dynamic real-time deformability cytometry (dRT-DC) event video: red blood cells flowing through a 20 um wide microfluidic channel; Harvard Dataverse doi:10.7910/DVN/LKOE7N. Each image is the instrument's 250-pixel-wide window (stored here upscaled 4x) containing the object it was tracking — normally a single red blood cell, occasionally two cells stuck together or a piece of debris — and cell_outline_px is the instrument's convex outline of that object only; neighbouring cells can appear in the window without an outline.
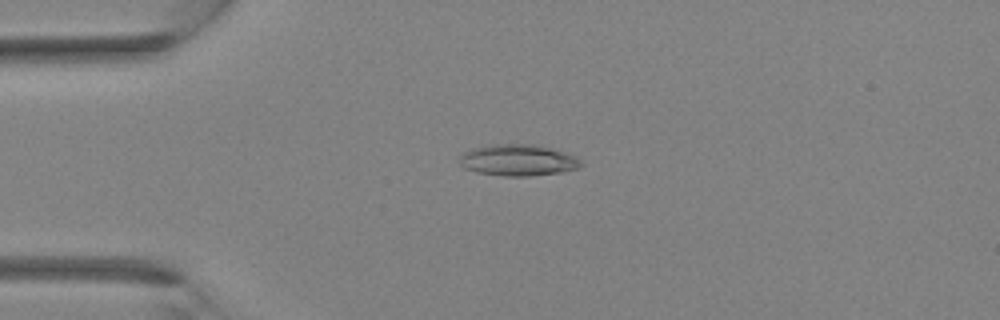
{"species": "Egyptian fruit bat (a non-hibernating species)", "species_latin": "Rousettus aegyptiacus", "temperature_condition": "room temperature", "stored_images_in_passage": 35, "camera_frame_rate_fps": 3000, "um_per_image_px": 0.085, "animal": {"sex": "female"}, "frame": {"image": 1, "passage_image": 9, "time_ms": 2.667, "image_size_px": [1000, 320], "cell_outline_px": [[584, 164], [580, 168], [564, 172], [532, 176], [504, 176], [476, 172], [464, 168], [460, 164], [460, 156], [464, 152], [472, 148], [496, 144], [536, 144], [552, 148], [576, 156]], "centroid_in_image_um": [44.08, 13.62], "position_along_channel_um": 40.9, "area_um2": 22.48}}
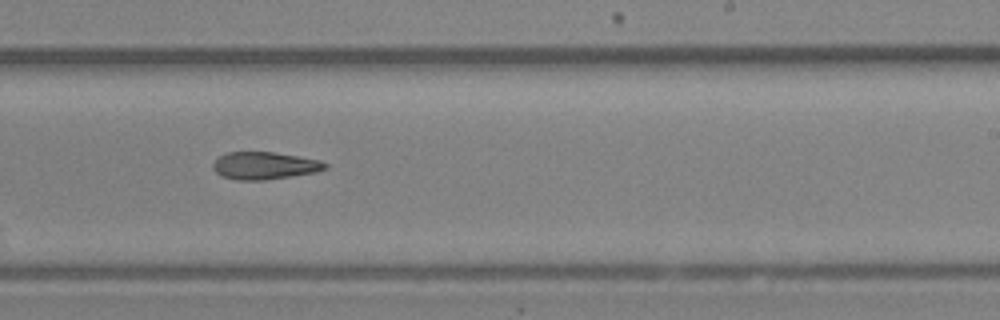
{"frame": {"image": 2, "passage_image": 22, "time_ms": 7.0, "image_size_px": [1000, 320], "cell_outline_px": [[328, 168], [316, 172], [292, 176], [264, 180], [236, 180], [220, 176], [212, 168], [212, 164], [220, 156], [228, 152], [272, 152], [320, 160], [328, 164]], "centroid_in_image_um": [22.48, 14.09], "position_along_channel_um": 266.5, "area_um2": 17.92}}
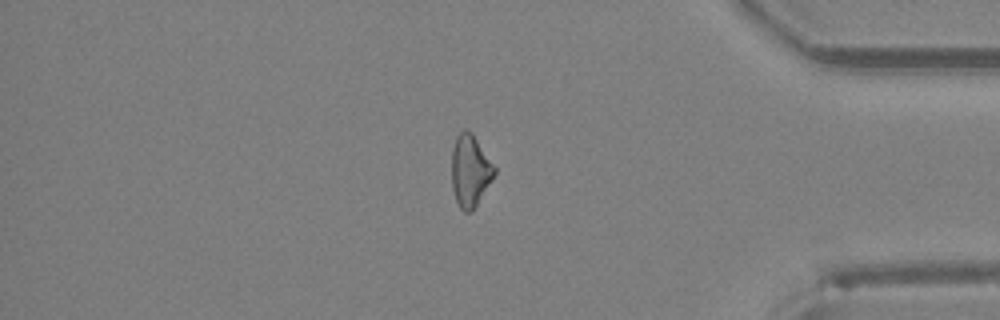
{"frame": {"image": 3, "passage_image": 30, "time_ms": 9.667, "image_size_px": [1000, 320], "cell_outline_px": [[496, 172], [472, 212], [464, 212], [460, 208], [456, 200], [452, 188], [452, 148], [456, 136], [464, 128], [468, 128], [472, 132], [496, 168]], "centroid_in_image_um": [39.95, 14.48], "position_along_channel_um": 395.3, "area_um2": 17.92}}